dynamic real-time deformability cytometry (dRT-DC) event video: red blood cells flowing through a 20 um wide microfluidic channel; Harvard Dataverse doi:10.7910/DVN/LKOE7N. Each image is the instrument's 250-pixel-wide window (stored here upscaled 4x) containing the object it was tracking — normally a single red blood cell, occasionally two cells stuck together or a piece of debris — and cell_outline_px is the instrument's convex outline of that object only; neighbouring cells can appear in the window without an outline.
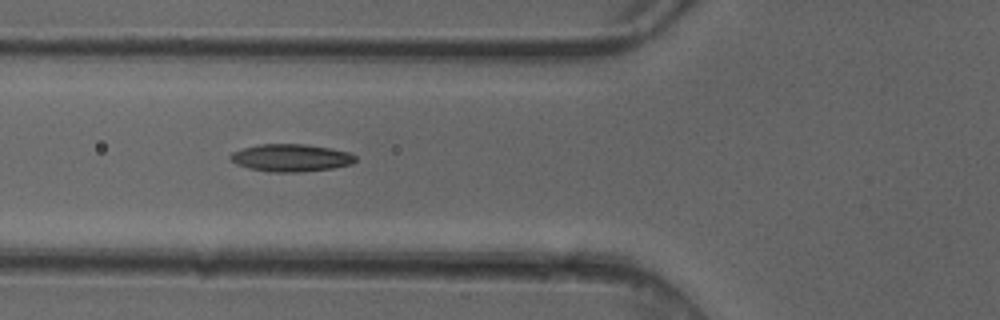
{"species": "common noctule bat (a hibernating species)", "species_latin": "Nyctalus noctula", "temperature_condition": "cold", "stored_images_in_passage": 8, "camera_frame_rate_fps": 3000, "um_per_image_px": 0.085, "animal": {"sex": "female"}, "frame": {"image": 1, "passage_image": 6, "time_ms": 1.667, "image_size_px": [1000, 320], "cell_outline_px": [[356, 160], [352, 164], [332, 168], [300, 172], [268, 172], [248, 168], [236, 164], [228, 156], [232, 152], [244, 148], [260, 144], [304, 144], [332, 148], [348, 152], [356, 156]], "centroid_in_image_um": [24.73, 13.41], "position_along_channel_um": 101.1, "area_um2": 20.06}}
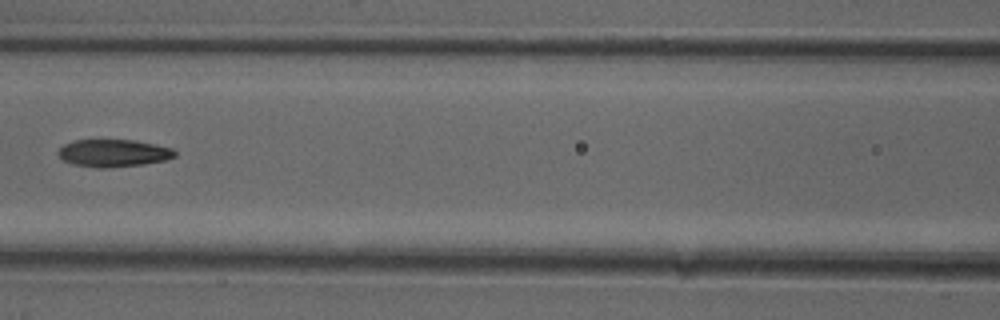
{"frame": {"image": 2, "passage_image": 7, "time_ms": 2.0, "image_size_px": [1000, 320], "cell_outline_px": [[176, 156], [164, 160], [144, 164], [108, 168], [96, 168], [72, 164], [64, 160], [56, 152], [64, 144], [72, 140], [136, 140], [172, 148], [176, 152]], "centroid_in_image_um": [9.63, 13.01], "position_along_channel_um": 157.0, "area_um2": 18.73}}
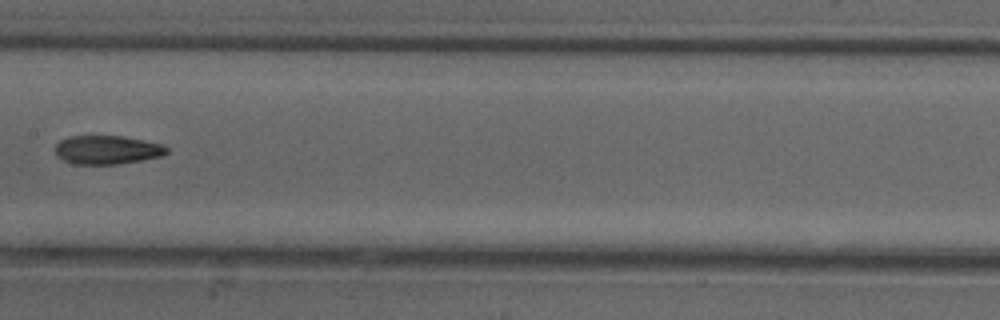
{"frame": {"image": 3, "passage_image": 8, "time_ms": 2.333, "image_size_px": [1000, 320], "cell_outline_px": [[168, 152], [160, 156], [140, 160], [116, 164], [76, 164], [64, 160], [56, 156], [56, 144], [60, 140], [72, 136], [120, 136], [160, 144], [168, 148]], "centroid_in_image_um": [9.06, 12.74], "position_along_channel_um": 198.3, "area_um2": 18.26}}